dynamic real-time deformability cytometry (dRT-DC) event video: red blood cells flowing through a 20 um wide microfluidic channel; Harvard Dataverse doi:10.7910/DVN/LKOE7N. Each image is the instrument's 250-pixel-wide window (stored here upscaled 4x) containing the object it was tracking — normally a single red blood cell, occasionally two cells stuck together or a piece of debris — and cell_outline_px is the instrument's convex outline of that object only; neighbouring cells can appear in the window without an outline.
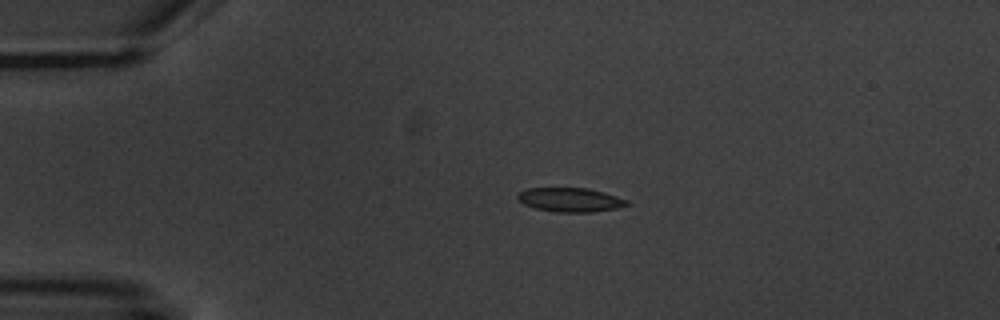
{"species": "common noctule bat (a hibernating species)", "species_latin": "Nyctalus noctula", "temperature_condition": "warm", "stored_images_in_passage": 4, "camera_frame_rate_fps": 3000, "um_per_image_px": 0.085, "animal": {"sex": "male", "body_mass_g": 20.1, "forearm_length_mm": 53.5}, "frame": {"image": 1, "passage_image": 3, "time_ms": 2.333, "image_size_px": [1000, 320], "cell_outline_px": [[632, 204], [616, 208], [592, 212], [556, 212], [536, 208], [524, 204], [516, 196], [520, 192], [528, 188], [588, 188], [604, 192], [628, 200]], "centroid_in_image_um": [48.51, 16.98], "position_along_channel_um": 36.5, "area_um2": 15.26}}